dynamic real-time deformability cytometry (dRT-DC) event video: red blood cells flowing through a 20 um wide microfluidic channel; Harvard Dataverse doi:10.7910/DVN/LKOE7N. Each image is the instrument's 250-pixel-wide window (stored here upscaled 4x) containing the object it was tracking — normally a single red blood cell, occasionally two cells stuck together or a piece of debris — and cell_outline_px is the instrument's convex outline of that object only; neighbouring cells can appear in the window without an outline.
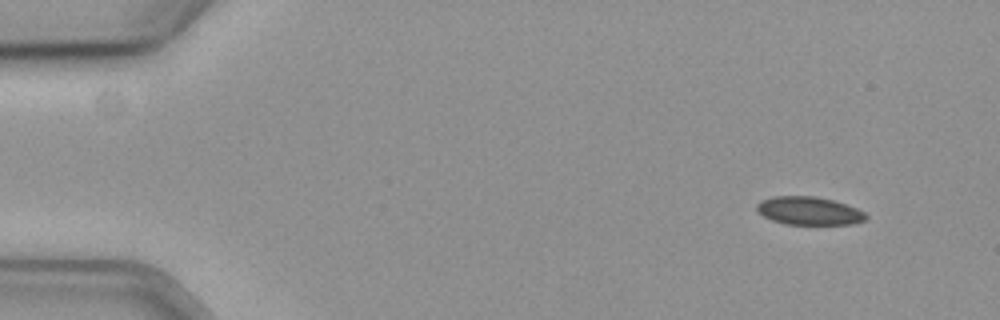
{"species": "common noctule bat (a hibernating species)", "species_latin": "Nyctalus noctula", "temperature_condition": "cold", "stored_images_in_passage": 51, "camera_frame_rate_fps": 3000, "um_per_image_px": 0.085, "animal": {"sex": "female", "body_mass_g": 19.3, "forearm_length_mm": 54.1}, "frame": {"image": 1, "passage_image": 1, "time_ms": 0.0, "image_size_px": [1000, 320], "cell_outline_px": [[868, 216], [864, 220], [852, 224], [784, 224], [772, 220], [756, 212], [756, 204], [760, 200], [772, 196], [816, 196], [832, 200], [856, 208], [864, 212]], "centroid_in_image_um": [68.71, 17.91], "position_along_channel_um": 16.3, "area_um2": 17.92}}
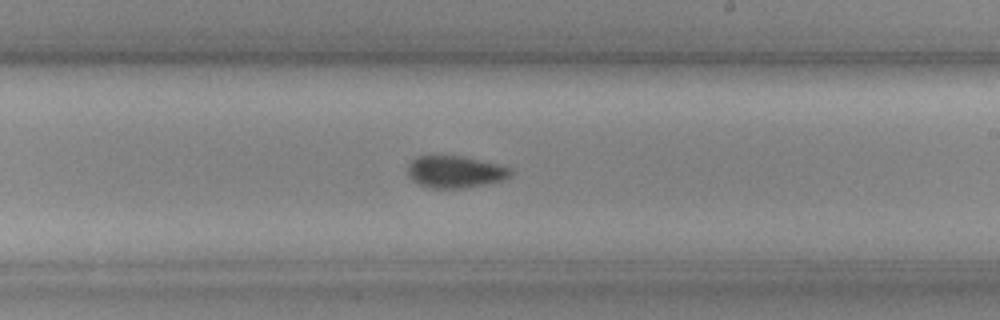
{"frame": {"image": 2, "passage_image": 30, "time_ms": 9.667, "image_size_px": [1000, 320], "cell_outline_px": [[512, 172], [508, 176], [492, 184], [464, 188], [432, 188], [420, 184], [412, 180], [408, 176], [408, 164], [416, 156], [456, 156], [496, 164], [512, 168]], "centroid_in_image_um": [38.66, 14.62], "position_along_channel_um": 250.3, "area_um2": 18.96}}
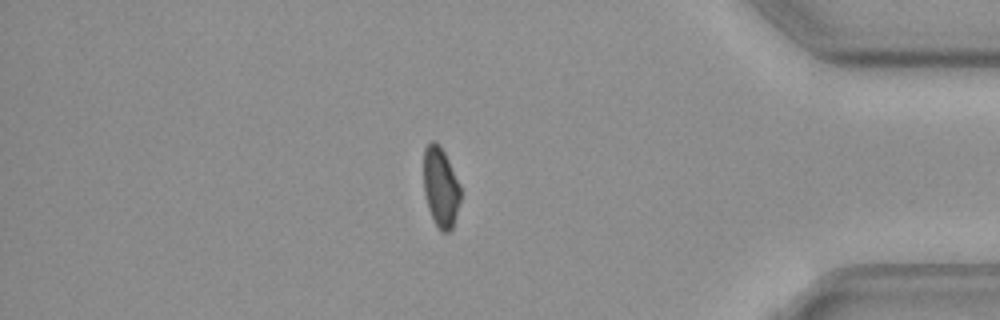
{"frame": {"image": 3, "passage_image": 45, "time_ms": 14.667, "image_size_px": [1000, 320], "cell_outline_px": [[460, 200], [452, 228], [448, 232], [440, 232], [428, 208], [424, 192], [424, 148], [432, 140], [436, 140], [440, 144], [460, 184]], "centroid_in_image_um": [37.45, 15.88], "position_along_channel_um": 397.8, "area_um2": 17.11}}